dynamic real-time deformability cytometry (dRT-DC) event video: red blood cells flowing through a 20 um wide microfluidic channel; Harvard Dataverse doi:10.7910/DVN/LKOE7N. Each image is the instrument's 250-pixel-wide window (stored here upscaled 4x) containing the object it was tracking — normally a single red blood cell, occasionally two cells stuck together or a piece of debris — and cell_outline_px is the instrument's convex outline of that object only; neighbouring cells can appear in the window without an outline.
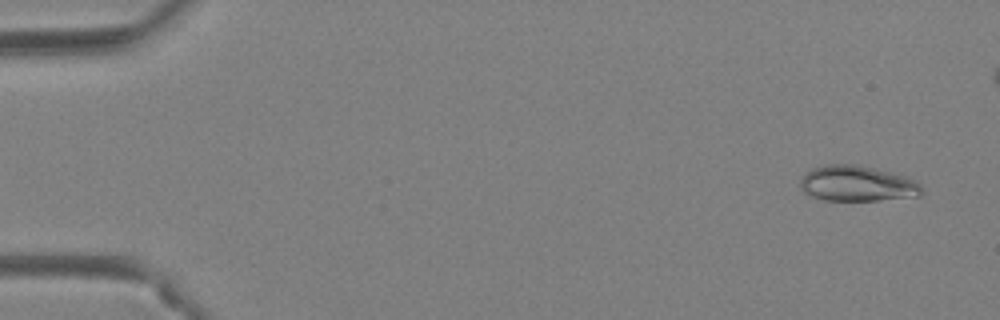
{"species": "Egyptian fruit bat (a non-hibernating species)", "species_latin": "Rousettus aegyptiacus", "temperature_condition": "warm", "stored_images_in_passage": 44, "camera_frame_rate_fps": 3000, "um_per_image_px": 0.085, "animal": {"sex": "female"}, "frame": {"image": 1, "passage_image": 3, "time_ms": 0.667, "image_size_px": [1000, 320], "cell_outline_px": [[924, 192], [920, 196], [876, 200], [824, 200], [812, 196], [804, 192], [800, 188], [800, 180], [804, 172], [812, 168], [828, 164], [852, 164], [876, 168], [908, 176], [916, 180], [920, 184]], "centroid_in_image_um": [72.88, 15.59], "position_along_channel_um": 12.1, "area_um2": 25.49}}
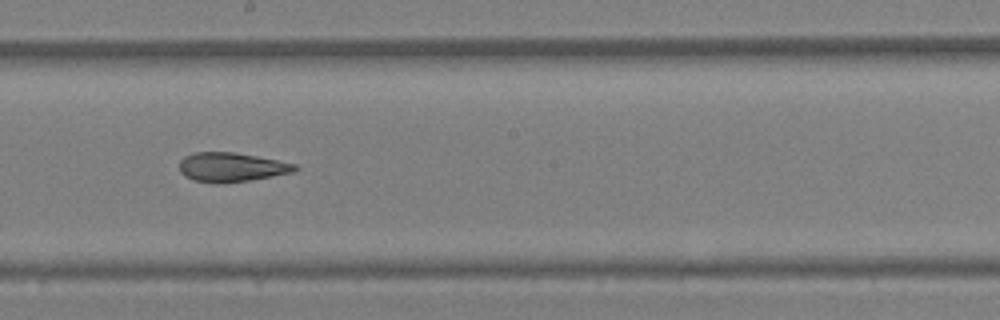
{"frame": {"image": 2, "passage_image": 27, "time_ms": 8.667, "image_size_px": [1000, 320], "cell_outline_px": [[300, 168], [296, 172], [248, 180], [216, 184], [192, 180], [184, 176], [180, 172], [180, 160], [184, 156], [196, 152], [236, 152], [296, 164]], "centroid_in_image_um": [19.66, 14.21], "position_along_channel_um": 228.5, "area_um2": 19.77}}
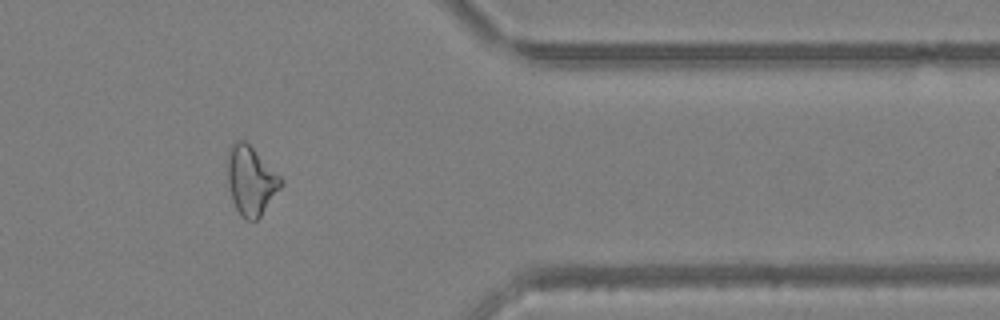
{"frame": {"image": 3, "passage_image": 39, "time_ms": 12.667, "image_size_px": [1000, 320], "cell_outline_px": [[284, 184], [260, 216], [256, 220], [248, 220], [240, 216], [236, 208], [228, 184], [228, 148], [236, 140], [244, 140], [284, 180]], "centroid_in_image_um": [21.33, 15.36], "position_along_channel_um": 390.1, "area_um2": 21.1}}